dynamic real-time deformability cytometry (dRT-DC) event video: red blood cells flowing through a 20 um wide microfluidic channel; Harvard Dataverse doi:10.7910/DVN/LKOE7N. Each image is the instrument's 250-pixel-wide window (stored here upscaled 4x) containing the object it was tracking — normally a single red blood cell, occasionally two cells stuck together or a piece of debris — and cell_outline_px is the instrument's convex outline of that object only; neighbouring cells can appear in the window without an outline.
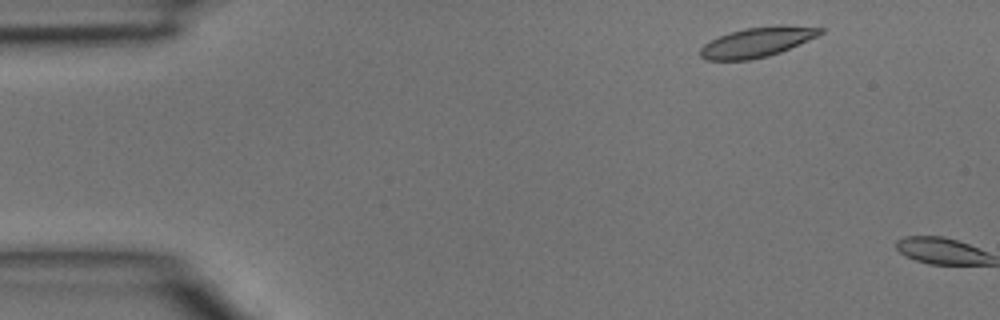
{"species": "common noctule bat (a hibernating species)", "species_latin": "Nyctalus noctula", "temperature_condition": "room temperature", "stored_images_in_passage": 2, "camera_frame_rate_fps": 3000, "um_per_image_px": 0.085, "animal": {"sex": "male", "body_mass_g": 15.6}, "frame": {"image": 1, "passage_image": 1, "time_ms": 0.0, "image_size_px": [1000, 320], "cell_outline_px": [[824, 32], [816, 36], [780, 52], [768, 56], [748, 60], [708, 60], [700, 56], [700, 48], [704, 44], [720, 36], [744, 28], [780, 24], [824, 28]], "centroid_in_image_um": [64.36, 3.57], "position_along_channel_um": 20.6, "area_um2": 20.63}}